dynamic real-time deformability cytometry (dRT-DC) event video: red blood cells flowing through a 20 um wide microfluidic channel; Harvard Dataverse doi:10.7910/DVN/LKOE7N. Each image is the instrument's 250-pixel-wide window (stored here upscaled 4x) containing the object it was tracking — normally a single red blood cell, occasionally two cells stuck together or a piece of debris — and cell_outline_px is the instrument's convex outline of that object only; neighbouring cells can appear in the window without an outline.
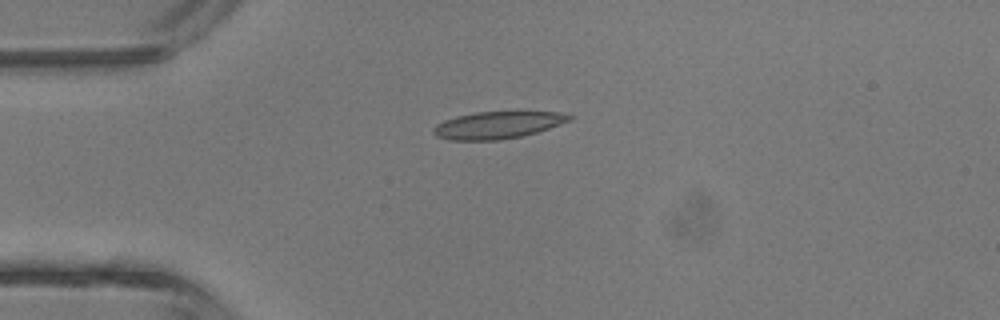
{"species": "common noctule bat (a hibernating species)", "species_latin": "Nyctalus noctula", "temperature_condition": "room temperature", "stored_images_in_passage": 4, "camera_frame_rate_fps": 3000, "um_per_image_px": 0.085, "animal": {"sex": "male", "body_mass_g": 13.3}, "frame": {"image": 1, "passage_image": 3, "time_ms": 2.333, "image_size_px": [1000, 320], "cell_outline_px": [[576, 116], [572, 120], [536, 132], [520, 136], [500, 140], [448, 140], [436, 136], [432, 132], [432, 128], [436, 124], [444, 120], [456, 116], [476, 112], [556, 112]], "centroid_in_image_um": [42.26, 10.63], "position_along_channel_um": 42.7, "area_um2": 21.44}}